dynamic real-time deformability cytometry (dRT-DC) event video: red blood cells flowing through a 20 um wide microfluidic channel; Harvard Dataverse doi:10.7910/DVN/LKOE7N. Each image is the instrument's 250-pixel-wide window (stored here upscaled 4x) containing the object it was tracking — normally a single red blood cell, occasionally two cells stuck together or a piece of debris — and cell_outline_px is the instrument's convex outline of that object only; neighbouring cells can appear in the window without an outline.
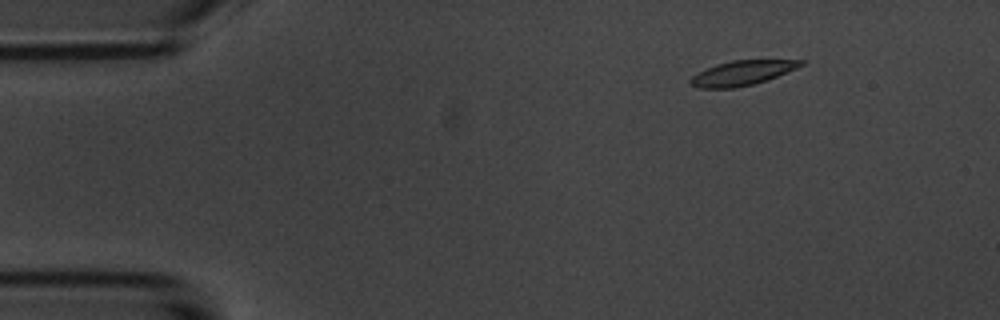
{"species": "common noctule bat (a hibernating species)", "species_latin": "Nyctalus noctula", "temperature_condition": "room temperature", "stored_images_in_passage": 6, "camera_frame_rate_fps": 3000, "um_per_image_px": 0.085, "animal": {"sex": "male", "body_mass_g": 20.1, "forearm_length_mm": 53.5}, "frame": {"image": 1, "passage_image": 3, "time_ms": 2.0, "image_size_px": [1000, 320], "cell_outline_px": [[804, 64], [796, 68], [776, 76], [752, 84], [732, 88], [700, 88], [692, 84], [688, 80], [692, 76], [716, 64], [732, 60], [804, 60]], "centroid_in_image_um": [63.06, 6.19], "position_along_channel_um": 21.9, "area_um2": 15.43}}
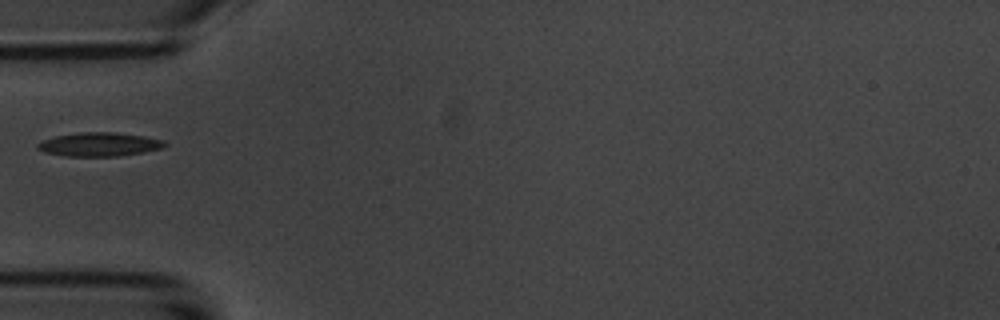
{"frame": {"image": 2, "passage_image": 6, "time_ms": 5.667, "image_size_px": [1000, 320], "cell_outline_px": [[168, 144], [164, 148], [144, 152], [120, 156], [64, 156], [44, 152], [36, 148], [36, 144], [44, 140], [56, 136], [80, 132], [112, 132], [144, 136], [164, 140]], "centroid_in_image_um": [8.47, 12.28], "position_along_channel_um": 76.5, "area_um2": 17.69}}